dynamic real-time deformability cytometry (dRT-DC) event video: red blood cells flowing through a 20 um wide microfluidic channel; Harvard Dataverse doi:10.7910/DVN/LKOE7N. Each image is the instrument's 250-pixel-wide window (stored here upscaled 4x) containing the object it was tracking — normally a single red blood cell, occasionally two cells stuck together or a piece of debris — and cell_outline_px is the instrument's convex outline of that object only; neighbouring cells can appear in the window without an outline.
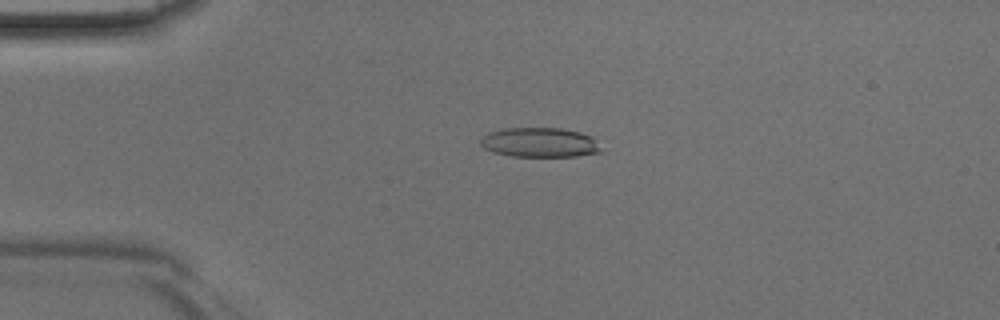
{"species": "Egyptian fruit bat (a non-hibernating species)", "species_latin": "Rousettus aegyptiacus", "temperature_condition": "room temperature", "stored_images_in_passage": 45, "camera_frame_rate_fps": 3000, "um_per_image_px": 0.085, "animal": {"sex": "male"}, "frame": {"image": 1, "passage_image": 11, "time_ms": 3.333, "image_size_px": [1000, 320], "cell_outline_px": [[600, 152], [576, 156], [512, 156], [492, 152], [484, 148], [480, 144], [480, 140], [488, 132], [504, 128], [560, 128], [580, 132], [592, 136], [600, 148]], "centroid_in_image_um": [45.84, 12.1], "position_along_channel_um": 39.2, "area_um2": 20.69}}
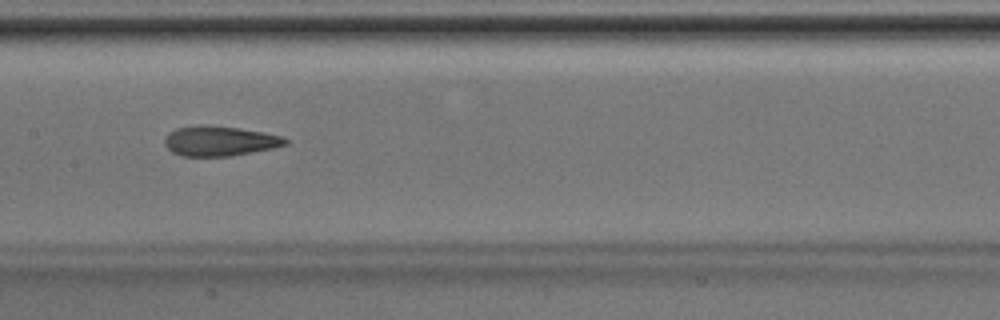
{"frame": {"image": 2, "passage_image": 23, "time_ms": 7.333, "image_size_px": [1000, 320], "cell_outline_px": [[288, 144], [272, 148], [232, 156], [180, 156], [172, 152], [164, 144], [164, 140], [168, 132], [176, 128], [196, 124], [204, 124], [240, 128], [264, 132], [280, 136], [288, 140]], "centroid_in_image_um": [18.63, 11.97], "position_along_channel_um": 188.8, "area_um2": 21.27}}
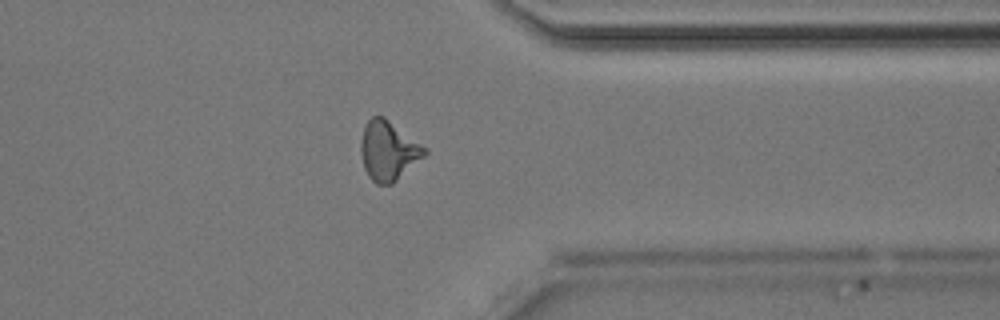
{"frame": {"image": 3, "passage_image": 36, "time_ms": 11.667, "image_size_px": [1000, 320], "cell_outline_px": [[428, 152], [424, 156], [392, 184], [376, 184], [368, 176], [364, 168], [360, 152], [360, 140], [364, 128], [368, 120], [372, 116], [384, 116], [428, 148]], "centroid_in_image_um": [33.0, 12.8], "position_along_channel_um": 378.4, "area_um2": 22.14}}